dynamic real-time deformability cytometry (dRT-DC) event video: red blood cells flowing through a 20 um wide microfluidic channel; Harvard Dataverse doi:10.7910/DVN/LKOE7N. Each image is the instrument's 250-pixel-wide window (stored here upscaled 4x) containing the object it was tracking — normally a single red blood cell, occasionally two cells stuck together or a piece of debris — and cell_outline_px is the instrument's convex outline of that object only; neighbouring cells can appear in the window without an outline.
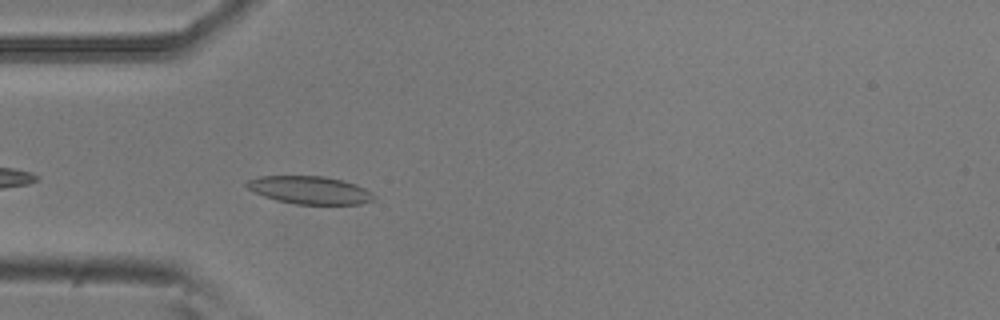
{"species": "common noctule bat (a hibernating species)", "species_latin": "Nyctalus noctula", "temperature_condition": "room temperature", "stored_images_in_passage": 4, "camera_frame_rate_fps": 3000, "um_per_image_px": 0.085, "animal": {"sex": "male", "body_mass_g": 20.5, "forearm_length_mm": 52.5}, "frame": {"image": 1, "passage_image": 4, "time_ms": 1.0, "image_size_px": [1000, 320], "cell_outline_px": [[376, 200], [360, 204], [296, 204], [276, 200], [264, 196], [248, 188], [244, 184], [248, 180], [260, 176], [324, 176], [344, 180], [356, 184], [372, 192], [376, 196]], "centroid_in_image_um": [26.38, 16.15], "position_along_channel_um": 58.6, "area_um2": 20.69}}